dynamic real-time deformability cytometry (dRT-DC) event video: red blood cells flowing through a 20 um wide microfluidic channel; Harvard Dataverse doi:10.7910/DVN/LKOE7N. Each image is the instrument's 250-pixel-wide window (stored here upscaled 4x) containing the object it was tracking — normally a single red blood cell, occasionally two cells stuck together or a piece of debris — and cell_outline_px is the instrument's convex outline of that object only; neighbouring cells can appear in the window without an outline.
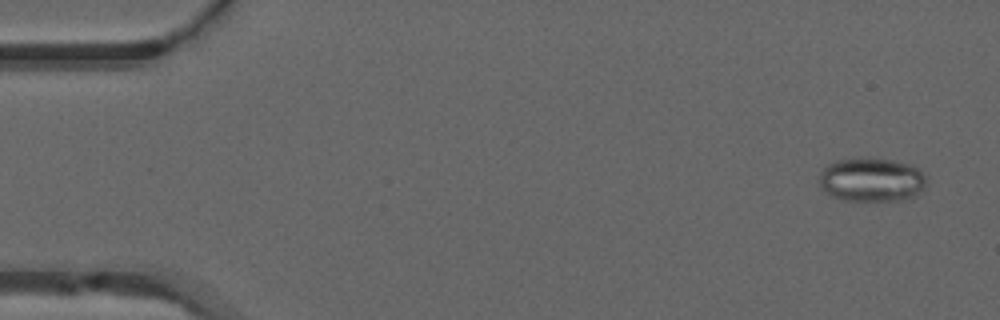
{"species": "common noctule bat (a hibernating species)", "species_latin": "Nyctalus noctula", "temperature_condition": "warm", "stored_images_in_passage": 47, "camera_frame_rate_fps": 3000, "um_per_image_px": 0.085, "animal": {"sex": "male", "forearm_length_mm": 52.5}, "frame": {"image": 1, "passage_image": 3, "time_ms": 0.667, "image_size_px": [1000, 320], "cell_outline_px": [[928, 180], [924, 188], [912, 200], [844, 200], [832, 196], [820, 188], [820, 172], [828, 164], [836, 160], [868, 156], [872, 156], [892, 160], [908, 164], [916, 168]], "centroid_in_image_um": [74.09, 15.26], "position_along_channel_um": 10.9, "area_um2": 27.86}}
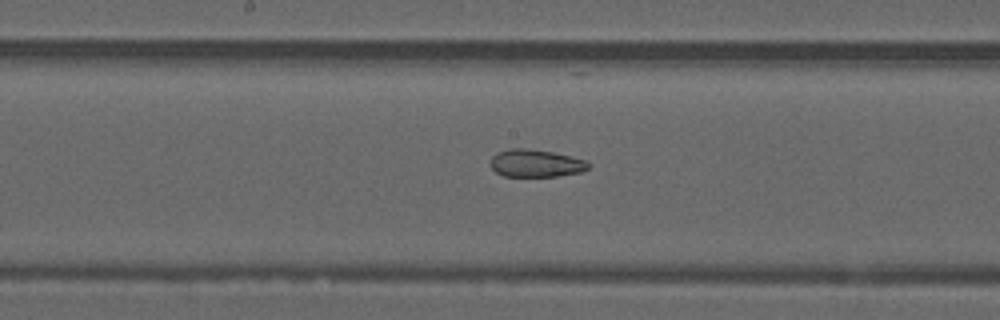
{"frame": {"image": 2, "passage_image": 27, "time_ms": 8.667, "image_size_px": [1000, 320], "cell_outline_px": [[592, 164], [588, 168], [580, 172], [556, 176], [504, 176], [496, 172], [488, 164], [492, 156], [496, 152], [512, 148], [524, 148], [552, 152], [588, 160]], "centroid_in_image_um": [45.53, 13.87], "position_along_channel_um": 202.7, "area_um2": 15.84}}
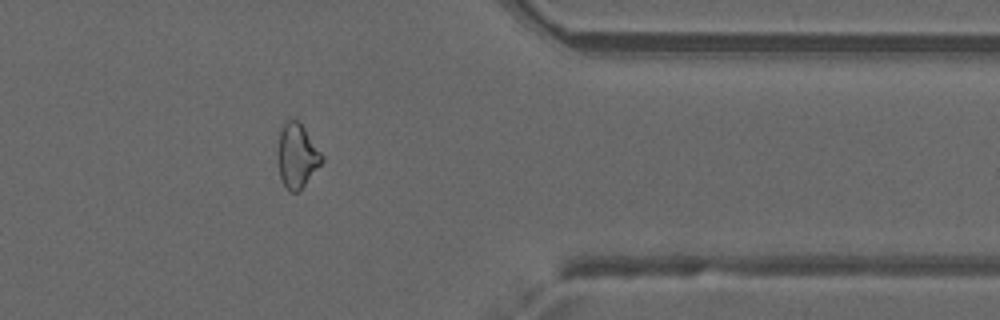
{"frame": {"image": 3, "passage_image": 42, "time_ms": 13.667, "image_size_px": [1000, 320], "cell_outline_px": [[324, 160], [304, 184], [296, 192], [288, 192], [280, 176], [280, 128], [288, 116], [296, 120], [304, 128], [324, 156]], "centroid_in_image_um": [25.27, 13.2], "position_along_channel_um": 386.1, "area_um2": 15.9}}